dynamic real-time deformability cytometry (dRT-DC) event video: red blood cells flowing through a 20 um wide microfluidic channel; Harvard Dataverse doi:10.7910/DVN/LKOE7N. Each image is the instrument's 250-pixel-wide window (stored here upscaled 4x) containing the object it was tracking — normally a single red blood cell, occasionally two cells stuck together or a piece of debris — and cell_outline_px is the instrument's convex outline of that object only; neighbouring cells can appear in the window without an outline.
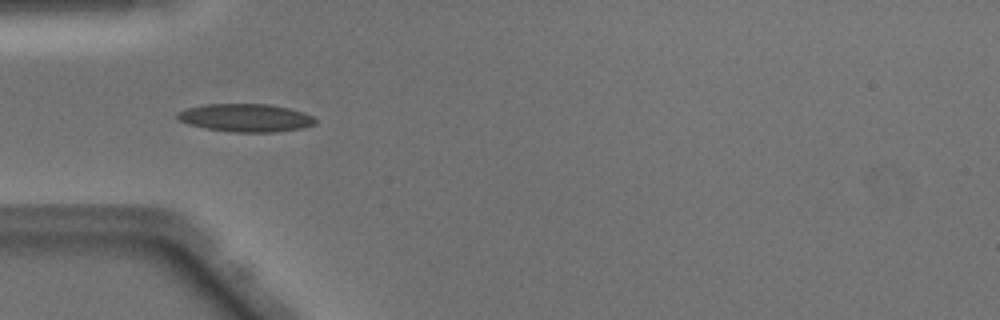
{"species": "Egyptian fruit bat (a non-hibernating species)", "species_latin": "Rousettus aegyptiacus", "temperature_condition": "warm", "stored_images_in_passage": 35, "camera_frame_rate_fps": 3000, "um_per_image_px": 0.085, "animal": {"sex": "male"}, "frame": {"image": 1, "passage_image": 1, "time_ms": 0.0, "image_size_px": [1000, 320], "cell_outline_px": [[316, 124], [300, 128], [276, 132], [232, 132], [204, 128], [188, 124], [180, 120], [176, 116], [176, 112], [188, 108], [208, 104], [268, 104], [288, 108], [304, 112], [312, 116], [316, 120]], "centroid_in_image_um": [20.88, 10.01], "position_along_channel_um": 64.1, "area_um2": 22.43}}
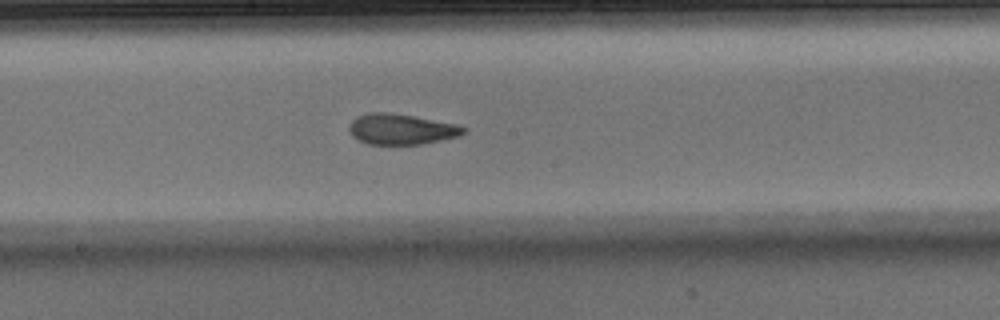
{"frame": {"image": 2, "passage_image": 12, "time_ms": 3.667, "image_size_px": [1000, 320], "cell_outline_px": [[468, 128], [460, 136], [420, 144], [368, 144], [352, 136], [348, 132], [348, 128], [352, 120], [356, 116], [368, 112], [388, 112], [460, 124]], "centroid_in_image_um": [34.11, 10.97], "position_along_channel_um": 214.1, "area_um2": 20.52}}
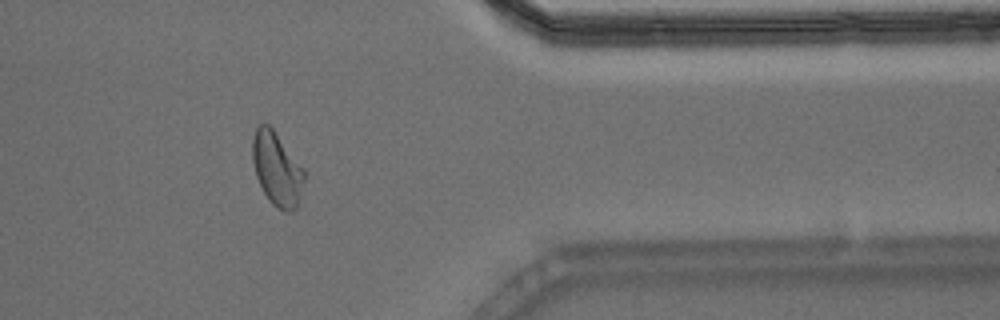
{"frame": {"image": 3, "passage_image": 26, "time_ms": 8.333, "image_size_px": [1000, 320], "cell_outline_px": [[304, 180], [300, 196], [296, 208], [292, 212], [284, 212], [272, 204], [268, 200], [256, 176], [252, 160], [252, 140], [256, 128], [260, 124], [268, 124], [272, 128], [304, 168]], "centroid_in_image_um": [23.53, 14.38], "position_along_channel_um": 387.9, "area_um2": 22.08}, "authors_computed_cell_mechanics": {"area_um2": 20.9236, "velocity_mm_per_s": 4.0864, "shape_relaxation_time_tau1_ms": 8.5559, "shape_relaxation_time_tau2_ms": 1.5038, "deformation_change_tau1": 0.232, "deformation_change_tau2": 0.0796}}